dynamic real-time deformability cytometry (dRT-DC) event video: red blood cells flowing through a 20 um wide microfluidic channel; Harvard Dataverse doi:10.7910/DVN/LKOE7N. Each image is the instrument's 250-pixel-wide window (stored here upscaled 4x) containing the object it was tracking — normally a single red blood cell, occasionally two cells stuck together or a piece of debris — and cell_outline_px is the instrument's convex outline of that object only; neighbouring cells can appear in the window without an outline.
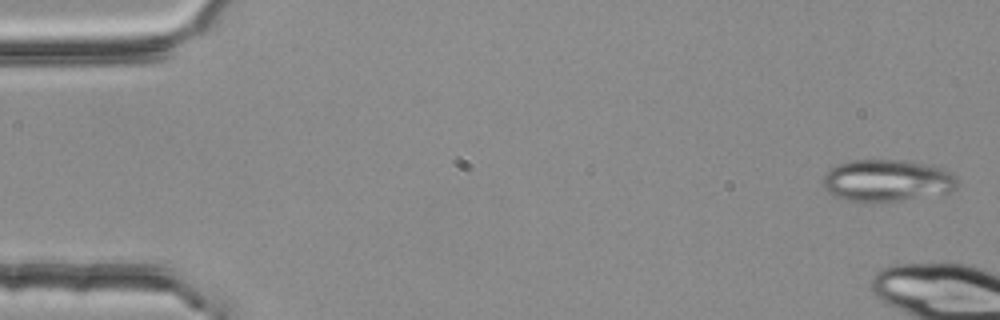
{"species": "common noctule bat (a hibernating species)", "species_latin": "Nyctalus noctula", "temperature_condition": "room temperature", "stored_images_in_passage": 6, "segment_of_instrument_passage": [1, 2], "camera_frame_rate_fps": 3000, "um_per_image_px": 0.085, "animal": {"sex": "female", "body_mass_g": 25.1}, "frame": {"image": 1, "passage_image": 1, "time_ms": 0.0, "image_size_px": [1000, 320], "cell_outline_px": [[960, 184], [952, 192], [884, 204], [864, 204], [848, 200], [836, 196], [828, 192], [824, 188], [824, 172], [840, 164], [852, 160], [904, 160], [932, 164], [944, 168], [956, 176], [960, 180]], "centroid_in_image_um": [75.47, 15.38], "position_along_channel_um": 9.5, "area_um2": 34.04}}